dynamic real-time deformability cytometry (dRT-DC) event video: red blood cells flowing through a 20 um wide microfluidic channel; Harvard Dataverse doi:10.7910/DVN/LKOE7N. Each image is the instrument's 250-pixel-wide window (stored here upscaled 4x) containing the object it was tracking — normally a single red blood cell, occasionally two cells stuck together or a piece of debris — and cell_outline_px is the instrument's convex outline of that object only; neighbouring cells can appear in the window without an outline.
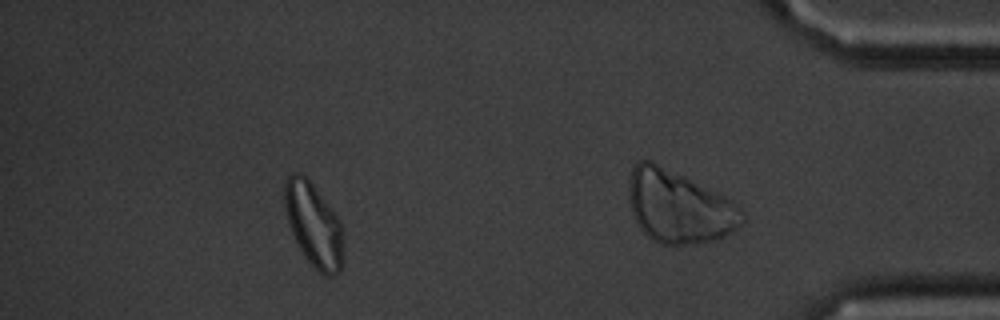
{"species": "common noctule bat (a hibernating species)", "species_latin": "Nyctalus noctula", "temperature_condition": "cold", "stored_images_in_passage": 41, "camera_frame_rate_fps": 3000, "um_per_image_px": 0.085, "animal": {"sex": "male", "body_mass_g": 20.1, "forearm_length_mm": 53.5}, "frame": {"image": 1, "passage_image": 35, "time_ms": 11.333, "image_size_px": [1000, 320], "cell_outline_px": [[344, 256], [340, 272], [332, 276], [324, 276], [308, 260], [300, 248], [292, 232], [288, 220], [284, 204], [284, 180], [288, 176], [296, 172], [300, 172], [308, 176], [340, 220], [344, 232]], "centroid_in_image_um": [26.7, 19.08], "position_along_channel_um": 408.5, "area_um2": 29.07}}